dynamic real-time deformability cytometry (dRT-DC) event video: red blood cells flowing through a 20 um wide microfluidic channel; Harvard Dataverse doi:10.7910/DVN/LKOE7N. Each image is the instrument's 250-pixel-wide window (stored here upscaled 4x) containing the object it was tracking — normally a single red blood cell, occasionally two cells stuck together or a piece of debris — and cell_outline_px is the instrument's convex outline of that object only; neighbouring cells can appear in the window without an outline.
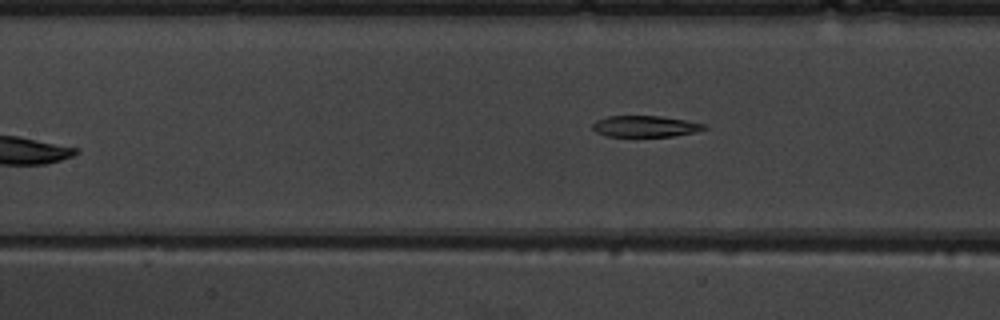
{"species": "common noctule bat (a hibernating species)", "species_latin": "Nyctalus noctula", "temperature_condition": "warm", "stored_images_in_passage": 6, "camera_frame_rate_fps": 3000, "um_per_image_px": 0.085, "animal": {"sex": "male", "body_mass_g": 19.5, "forearm_length_mm": 54.6}, "frame": {"image": 1, "passage_image": 6, "time_ms": 6.0, "image_size_px": [1000, 320], "cell_outline_px": [[708, 128], [696, 132], [672, 136], [608, 136], [596, 132], [592, 128], [592, 124], [596, 120], [608, 116], [660, 116], [684, 120], [704, 124]], "centroid_in_image_um": [54.83, 10.73], "position_along_channel_um": 152.6, "area_um2": 13.7}}